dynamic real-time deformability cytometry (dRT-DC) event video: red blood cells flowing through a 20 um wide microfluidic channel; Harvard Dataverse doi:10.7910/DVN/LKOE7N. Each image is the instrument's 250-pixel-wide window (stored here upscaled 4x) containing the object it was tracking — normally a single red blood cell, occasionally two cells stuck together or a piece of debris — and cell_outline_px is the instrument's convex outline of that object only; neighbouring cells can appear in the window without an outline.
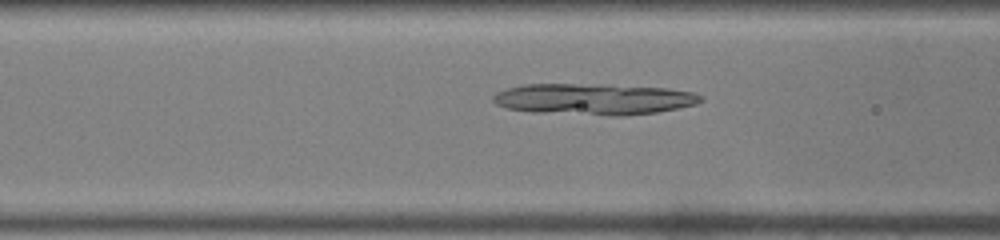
{"species": "common noctule bat (a hibernating species)", "species_latin": "Nyctalus noctula", "temperature_condition": "warm", "stored_images_in_passage": 42, "camera_frame_rate_fps": 3000, "um_per_image_px": 0.085, "animal": {"sex": "male", "body_mass_g": 19.0, "forearm_length_mm": 50.8}, "frame": {"image": 1, "passage_image": 16, "time_ms": 5.0, "image_size_px": [1000, 240], "cell_outline_px": [[704, 100], [696, 104], [656, 112], [620, 116], [612, 116], [532, 112], [508, 108], [496, 104], [492, 100], [492, 96], [496, 92], [520, 84], [608, 84], [668, 88], [692, 92], [700, 96]], "centroid_in_image_um": [50.44, 8.42], "position_along_channel_um": 116.2, "area_um2": 38.03}}
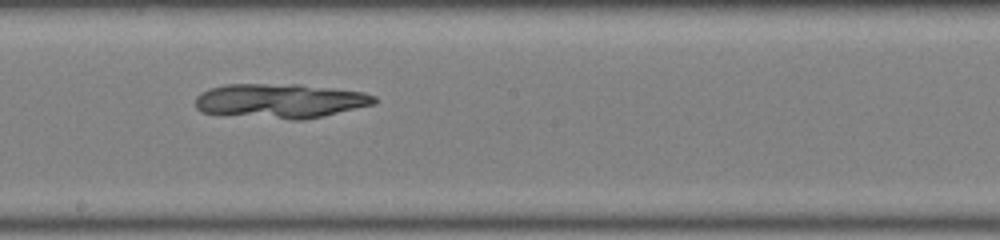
{"frame": {"image": 2, "passage_image": 24, "time_ms": 7.667, "image_size_px": [1000, 240], "cell_outline_px": [[376, 104], [324, 116], [304, 120], [292, 120], [200, 112], [196, 108], [196, 96], [200, 92], [208, 88], [224, 84], [300, 84], [364, 92], [376, 96]], "centroid_in_image_um": [23.83, 8.57], "position_along_channel_um": 224.4, "area_um2": 36.24}}
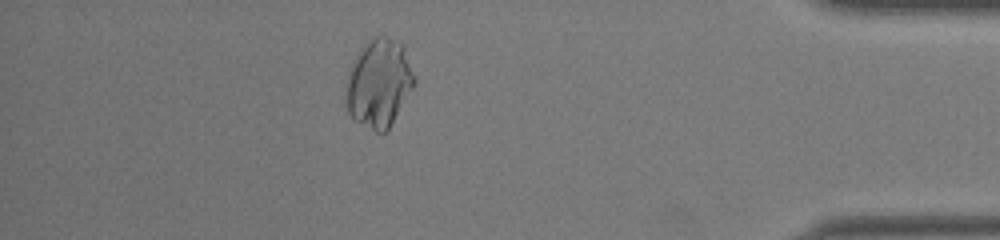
{"frame": {"image": 3, "passage_image": 40, "time_ms": 13.0, "image_size_px": [1000, 240], "cell_outline_px": [[416, 84], [388, 128], [384, 132], [376, 132], [356, 120], [348, 112], [344, 92], [348, 72], [352, 60], [360, 48], [372, 36], [384, 36], [396, 40], [404, 44], [416, 76]], "centroid_in_image_um": [32.22, 7.01], "position_along_channel_um": 403.0, "area_um2": 35.6}}